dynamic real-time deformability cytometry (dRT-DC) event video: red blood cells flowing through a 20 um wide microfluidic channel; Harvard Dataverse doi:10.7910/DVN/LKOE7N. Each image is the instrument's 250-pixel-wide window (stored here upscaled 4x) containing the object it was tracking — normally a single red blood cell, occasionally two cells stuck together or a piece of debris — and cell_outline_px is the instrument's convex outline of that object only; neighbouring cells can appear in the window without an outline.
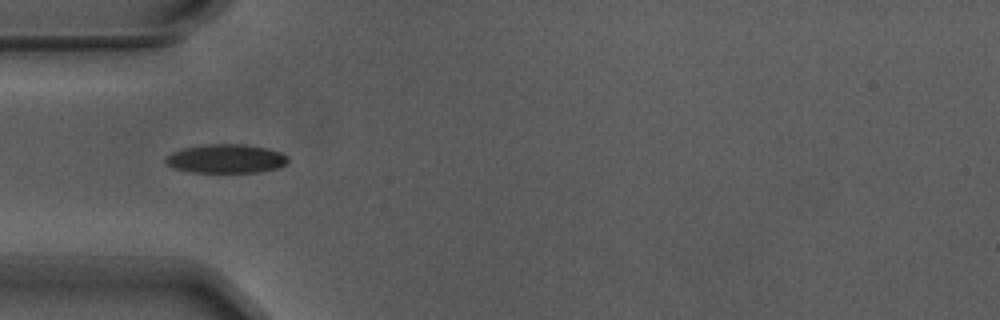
{"species": "Egyptian fruit bat (a non-hibernating species)", "species_latin": "Rousettus aegyptiacus", "temperature_condition": "warm", "stored_images_in_passage": 31, "camera_frame_rate_fps": 3000, "um_per_image_px": 0.085, "animal": {"sex": "male"}, "frame": {"image": 1, "passage_image": 1, "time_ms": 0.0, "image_size_px": [1000, 320], "cell_outline_px": [[288, 160], [284, 164], [276, 168], [260, 172], [192, 172], [172, 168], [164, 160], [164, 156], [172, 152], [184, 148], [208, 144], [244, 144], [268, 148], [280, 152], [288, 156]], "centroid_in_image_um": [19.19, 13.48], "position_along_channel_um": 65.8, "area_um2": 20.58}}
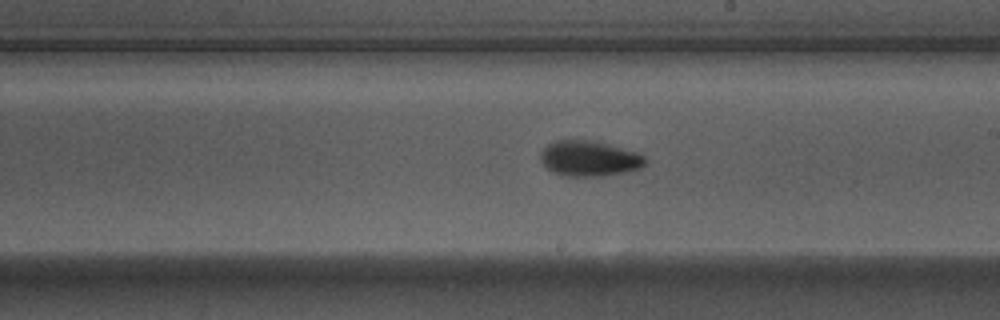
{"frame": {"image": 2, "passage_image": 15, "time_ms": 4.667, "image_size_px": [1000, 320], "cell_outline_px": [[648, 160], [640, 168], [624, 172], [604, 176], [564, 176], [552, 172], [540, 160], [540, 152], [548, 144], [556, 140], [584, 140], [604, 144], [636, 152], [644, 156]], "centroid_in_image_um": [50.05, 13.49], "position_along_channel_um": 238.9, "area_um2": 21.33}}
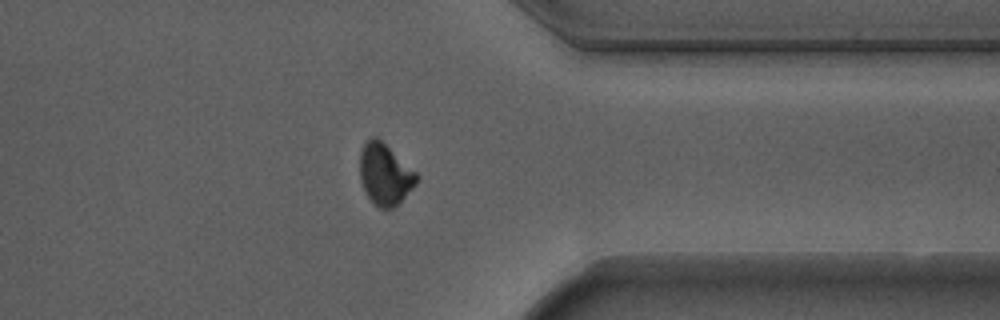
{"frame": {"image": 3, "passage_image": 27, "time_ms": 8.667, "image_size_px": [1000, 320], "cell_outline_px": [[420, 176], [416, 184], [392, 208], [380, 208], [368, 196], [360, 180], [360, 152], [364, 144], [372, 136], [376, 136], [416, 172]], "centroid_in_image_um": [32.71, 14.79], "position_along_channel_um": 378.7, "area_um2": 19.77}, "authors_computed_cell_mechanics": {"area_um2": 20.8658, "velocity_mm_per_s": 3.7184, "shape_relaxation_time_tau1_ms": 3.0091, "shape_relaxation_time_tau2_ms": 2.0427, "deformation_change_tau1": 0.1232, "deformation_change_tau2": 0.0627}}